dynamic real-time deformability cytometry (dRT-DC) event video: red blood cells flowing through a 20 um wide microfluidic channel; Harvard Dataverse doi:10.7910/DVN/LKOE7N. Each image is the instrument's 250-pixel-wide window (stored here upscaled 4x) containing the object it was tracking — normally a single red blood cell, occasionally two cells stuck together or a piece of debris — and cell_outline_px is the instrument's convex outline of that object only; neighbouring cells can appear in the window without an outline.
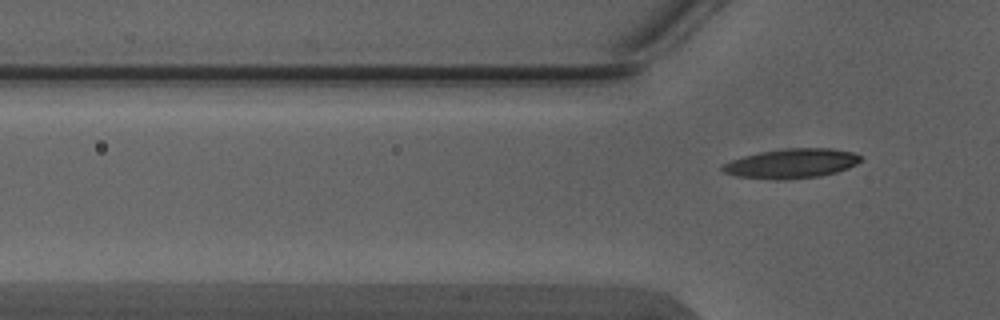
{"species": "Egyptian fruit bat (a non-hibernating species)", "species_latin": "Rousettus aegyptiacus", "temperature_condition": "warm", "stored_images_in_passage": 5, "camera_frame_rate_fps": 3000, "um_per_image_px": 0.085, "animal": {"sex": "male"}, "frame": {"image": 1, "passage_image": 5, "time_ms": 1.333, "image_size_px": [1000, 320], "cell_outline_px": [[860, 160], [856, 164], [848, 168], [836, 172], [820, 176], [784, 180], [776, 180], [736, 176], [724, 172], [720, 168], [720, 164], [744, 156], [760, 152], [784, 148], [832, 148], [852, 152], [860, 156]], "centroid_in_image_um": [67.24, 13.9], "position_along_channel_um": 58.6, "area_um2": 23.81}}